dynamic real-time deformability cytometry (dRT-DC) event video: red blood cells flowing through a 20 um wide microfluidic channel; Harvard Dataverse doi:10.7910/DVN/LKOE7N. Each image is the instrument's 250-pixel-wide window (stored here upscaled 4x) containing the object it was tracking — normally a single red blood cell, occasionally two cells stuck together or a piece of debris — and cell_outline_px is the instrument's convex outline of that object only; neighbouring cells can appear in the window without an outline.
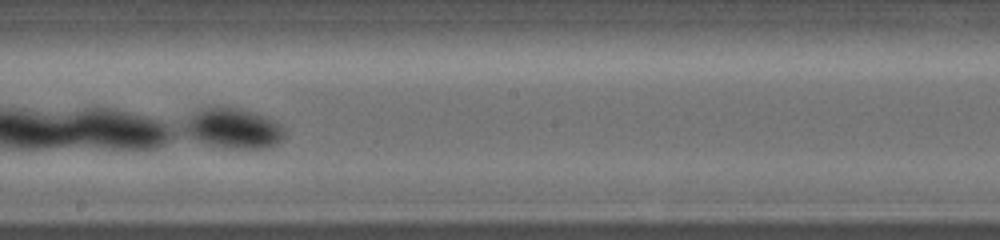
{"species": "common noctule bat (a hibernating species)", "species_latin": "Nyctalus noctula", "temperature_condition": "warm", "stored_images_in_passage": 18, "camera_frame_rate_fps": 5000, "um_per_image_px": 0.085, "animal": {"sex": "female", "body_mass_g": 19.0, "forearm_length_mm": 56.7}, "frame": {"image": 1, "passage_image": 13, "time_ms": 4.8, "image_size_px": [1000, 240], "cell_outline_px": [[284, 136], [276, 144], [264, 148], [232, 148], [212, 144], [200, 140], [180, 132], [196, 116], [204, 112], [216, 108], [228, 108], [260, 116], [276, 124], [284, 132]], "centroid_in_image_um": [19.88, 10.99], "position_along_channel_um": 228.3, "area_um2": 21.04}}